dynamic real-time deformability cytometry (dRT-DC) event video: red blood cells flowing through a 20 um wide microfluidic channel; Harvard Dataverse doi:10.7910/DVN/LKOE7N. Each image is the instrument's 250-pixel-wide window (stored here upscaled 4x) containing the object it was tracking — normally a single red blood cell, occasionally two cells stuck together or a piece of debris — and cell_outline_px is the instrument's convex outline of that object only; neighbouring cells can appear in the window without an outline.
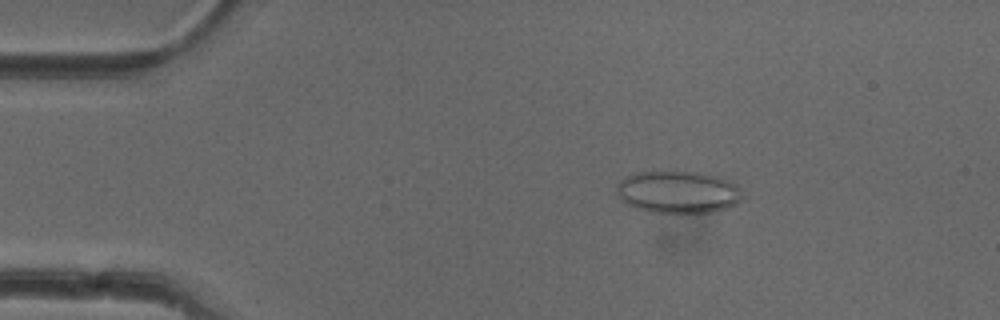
{"species": "common noctule bat (a hibernating species)", "species_latin": "Nyctalus noctula", "temperature_condition": "cold", "stored_images_in_passage": 50, "camera_frame_rate_fps": 3000, "um_per_image_px": 0.085, "animal": {"sex": "female"}, "frame": {"image": 1, "passage_image": 8, "time_ms": 2.333, "image_size_px": [1000, 320], "cell_outline_px": [[740, 200], [736, 204], [728, 208], [712, 212], [648, 212], [636, 208], [620, 200], [616, 188], [616, 184], [624, 176], [636, 172], [676, 168], [700, 172], [732, 180], [736, 184], [740, 192]], "centroid_in_image_um": [57.59, 16.26], "position_along_channel_um": 27.4, "area_um2": 31.96}}
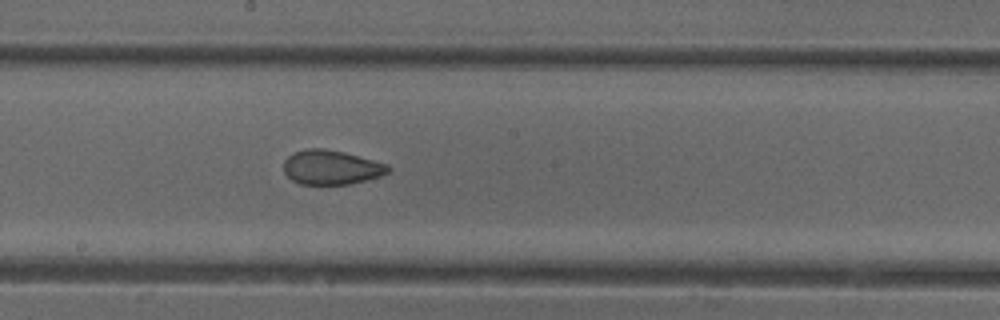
{"frame": {"image": 2, "passage_image": 27, "time_ms": 8.667, "image_size_px": [1000, 320], "cell_outline_px": [[392, 168], [388, 172], [380, 176], [352, 184], [300, 184], [292, 180], [284, 172], [284, 160], [292, 152], [308, 148], [324, 148], [344, 152], [388, 164]], "centroid_in_image_um": [28.15, 14.22], "position_along_channel_um": 220.0, "area_um2": 21.04}}
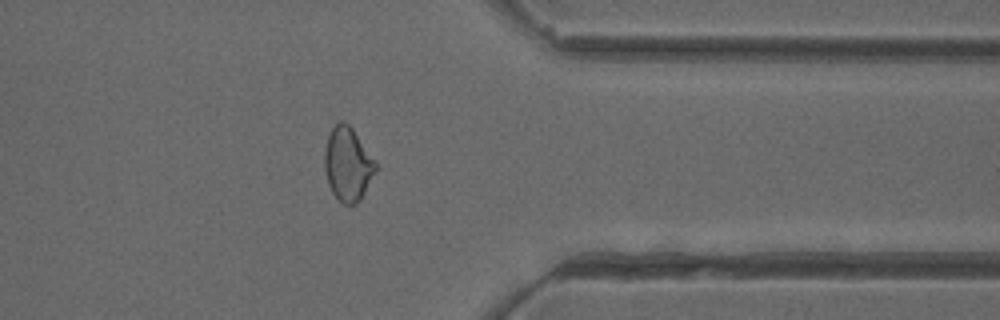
{"frame": {"image": 3, "passage_image": 40, "time_ms": 13.0, "image_size_px": [1000, 320], "cell_outline_px": [[376, 168], [360, 200], [356, 204], [344, 204], [332, 192], [328, 184], [324, 168], [324, 152], [328, 136], [332, 128], [340, 120], [344, 120], [352, 128], [376, 160]], "centroid_in_image_um": [29.54, 13.92], "position_along_channel_um": 381.9, "area_um2": 21.73}, "authors_computed_cell_mechanics": {"area_um2": 22.7154, "velocity_mm_per_s": 3.9864, "shape_relaxation_time_tau1_ms": null, "shape_relaxation_time_tau2_ms": 1.3848, "deformation_change_tau1": null, "deformation_change_tau2": 0.0704}}